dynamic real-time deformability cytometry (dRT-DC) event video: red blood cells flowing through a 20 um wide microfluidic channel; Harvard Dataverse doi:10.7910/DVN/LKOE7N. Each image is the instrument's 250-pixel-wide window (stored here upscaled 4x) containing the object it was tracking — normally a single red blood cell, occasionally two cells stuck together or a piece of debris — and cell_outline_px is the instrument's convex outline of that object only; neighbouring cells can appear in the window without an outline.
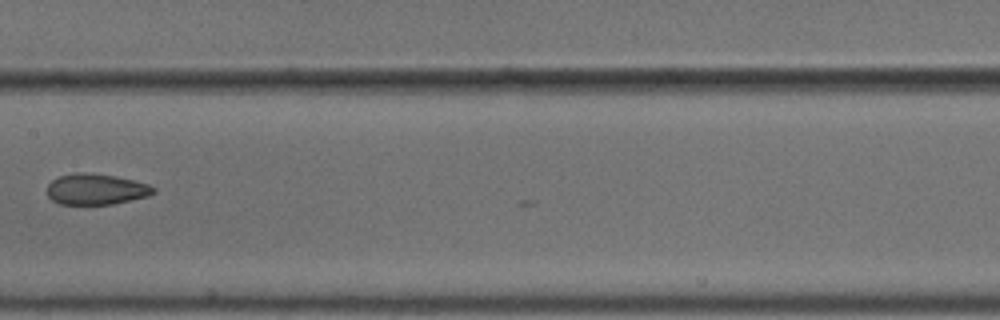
{"species": "common noctule bat (a hibernating species)", "species_latin": "Nyctalus noctula", "temperature_condition": "cold", "stored_images_in_passage": 10, "camera_frame_rate_fps": 3000, "um_per_image_px": 0.085, "animal": {"sex": "male", "body_mass_g": 18.8}, "frame": {"image": 1, "passage_image": 9, "time_ms": 2.667, "image_size_px": [1000, 320], "cell_outline_px": [[156, 192], [148, 196], [112, 204], [60, 204], [52, 200], [48, 196], [48, 184], [52, 180], [60, 176], [76, 172], [84, 172], [116, 176], [148, 184], [156, 188]], "centroid_in_image_um": [8.17, 16.08], "position_along_channel_um": 199.2, "area_um2": 19.07}}
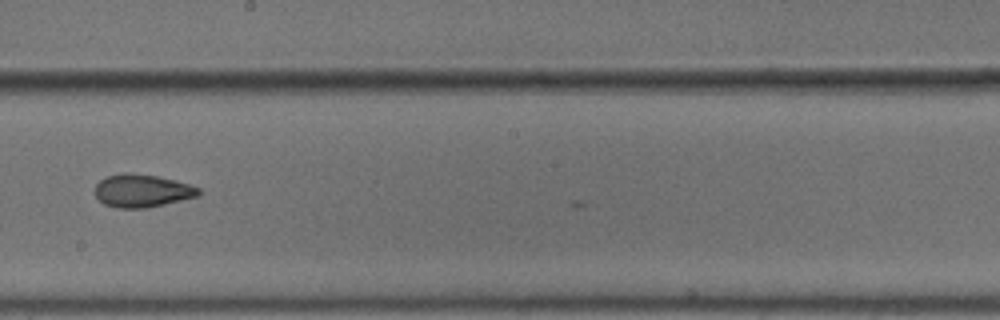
{"frame": {"image": 2, "passage_image": 10, "time_ms": 3.0, "image_size_px": [1000, 320], "cell_outline_px": [[200, 192], [196, 196], [164, 204], [144, 208], [116, 208], [104, 204], [96, 196], [96, 184], [100, 180], [108, 176], [156, 176], [188, 184], [200, 188]], "centroid_in_image_um": [12.08, 16.27], "position_along_channel_um": 236.1, "area_um2": 18.79}}